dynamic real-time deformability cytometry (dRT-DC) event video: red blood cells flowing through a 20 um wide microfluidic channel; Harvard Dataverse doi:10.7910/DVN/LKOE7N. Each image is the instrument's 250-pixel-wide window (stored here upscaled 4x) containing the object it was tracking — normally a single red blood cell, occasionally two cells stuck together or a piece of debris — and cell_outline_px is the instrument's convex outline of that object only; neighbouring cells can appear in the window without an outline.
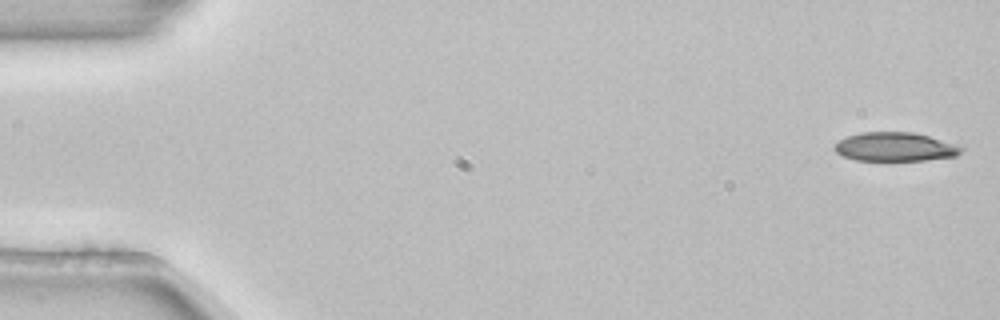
{"species": "common noctule bat (a hibernating species)", "species_latin": "Nyctalus noctula", "temperature_condition": "room temperature", "stored_images_in_passage": 4, "camera_frame_rate_fps": 3000, "um_per_image_px": 0.085, "animal": {"sex": "female", "body_mass_g": 22.7, "forearm_length_mm": 54.2}, "frame": {"image": 1, "passage_image": 1, "time_ms": 0.0, "image_size_px": [1000, 320], "cell_outline_px": [[964, 148], [956, 156], [924, 160], [856, 160], [844, 156], [836, 152], [836, 144], [840, 140], [848, 136], [860, 132], [912, 132], [928, 136]], "centroid_in_image_um": [76.06, 12.48], "position_along_channel_um": 8.9, "area_um2": 20.81}}
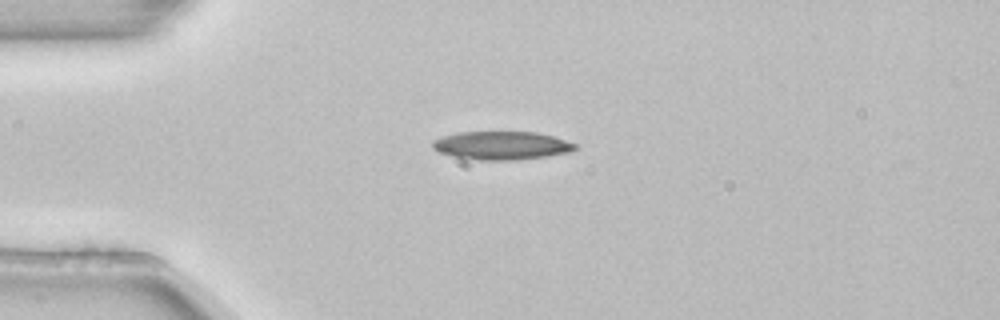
{"frame": {"image": 2, "passage_image": 4, "time_ms": 1.0, "image_size_px": [1000, 320], "cell_outline_px": [[576, 148], [568, 152], [548, 156], [516, 160], [480, 160], [452, 156], [440, 152], [432, 148], [432, 140], [456, 132], [536, 132], [556, 136], [576, 144]], "centroid_in_image_um": [42.63, 12.36], "position_along_channel_um": 42.4, "area_um2": 23.58}}